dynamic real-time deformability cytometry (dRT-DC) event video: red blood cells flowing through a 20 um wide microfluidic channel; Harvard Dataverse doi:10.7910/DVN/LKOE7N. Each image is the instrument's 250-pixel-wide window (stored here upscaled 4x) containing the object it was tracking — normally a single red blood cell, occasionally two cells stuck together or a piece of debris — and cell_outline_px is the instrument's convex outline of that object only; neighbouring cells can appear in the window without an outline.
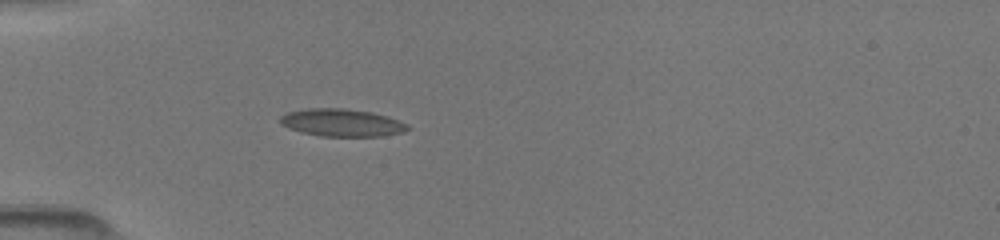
{"species": "common noctule bat (a hibernating species)", "species_latin": "Nyctalus noctula", "temperature_condition": "room temperature", "stored_images_in_passage": 14, "camera_frame_rate_fps": 3000, "um_per_image_px": 0.085, "animal": {"sex": "female", "body_mass_g": 19.5, "forearm_length_mm": 54.1}, "frame": {"image": 1, "passage_image": 14, "time_ms": 4.333, "image_size_px": [1000, 240], "cell_outline_px": [[412, 128], [404, 132], [384, 136], [320, 136], [300, 132], [288, 128], [280, 124], [280, 116], [288, 112], [308, 108], [344, 108], [372, 112], [388, 116], [408, 124]], "centroid_in_image_um": [29.07, 10.43], "position_along_channel_um": 55.9, "area_um2": 20.69}}